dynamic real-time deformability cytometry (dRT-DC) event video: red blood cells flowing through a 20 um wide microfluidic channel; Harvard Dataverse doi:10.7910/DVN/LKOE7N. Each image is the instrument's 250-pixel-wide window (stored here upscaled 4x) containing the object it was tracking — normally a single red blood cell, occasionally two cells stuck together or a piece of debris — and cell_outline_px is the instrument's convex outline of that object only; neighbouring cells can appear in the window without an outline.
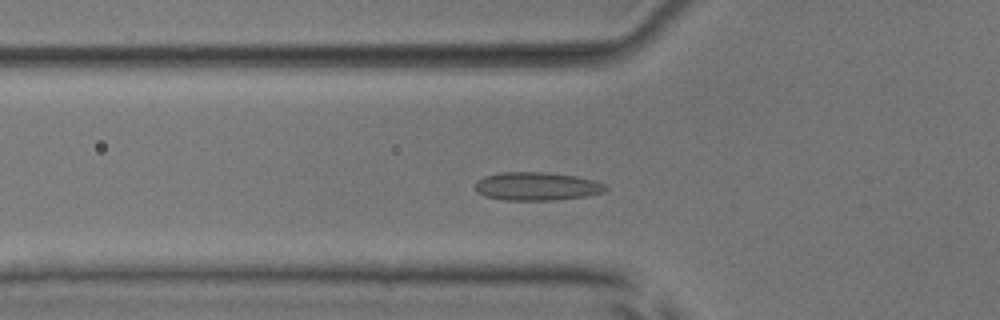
{"species": "common noctule bat (a hibernating species)", "species_latin": "Nyctalus noctula", "temperature_condition": "room temperature", "stored_images_in_passage": 35, "camera_frame_rate_fps": 3000, "um_per_image_px": 0.085, "animal": {"sex": "male", "body_mass_g": 17.9, "forearm_length_mm": 54.2}, "frame": {"image": 1, "passage_image": 2, "time_ms": 0.333, "image_size_px": [1000, 320], "cell_outline_px": [[608, 188], [604, 192], [584, 196], [556, 200], [504, 200], [484, 196], [476, 192], [476, 180], [484, 176], [504, 172], [548, 172], [576, 176], [596, 180], [604, 184]], "centroid_in_image_um": [45.62, 15.83], "position_along_channel_um": 80.2, "area_um2": 21.62}}
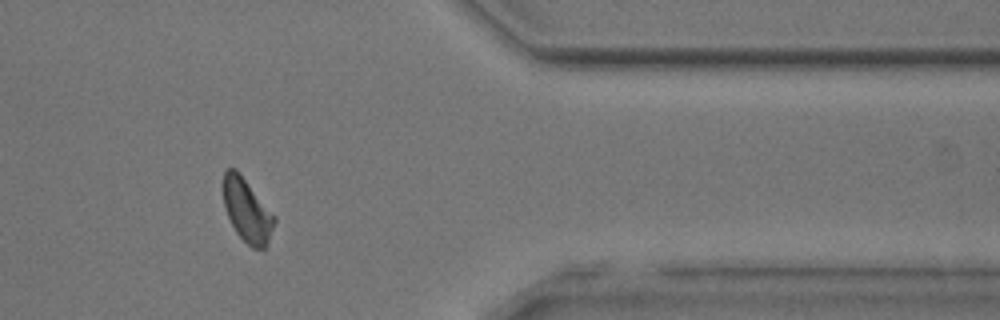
{"frame": {"image": 2, "passage_image": 27, "time_ms": 8.667, "image_size_px": [1000, 320], "cell_outline_px": [[276, 220], [268, 244], [264, 248], [252, 248], [236, 232], [224, 208], [224, 168], [236, 168], [276, 216]], "centroid_in_image_um": [21.02, 17.87], "position_along_channel_um": 390.4, "area_um2": 18.79}}
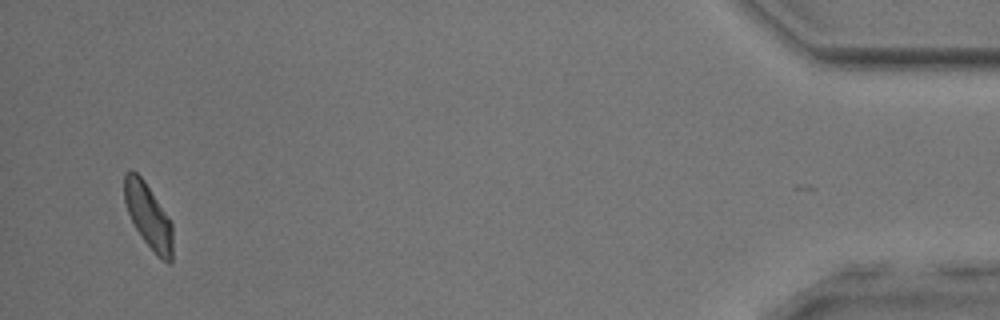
{"frame": {"image": 3, "passage_image": 34, "time_ms": 11.0, "image_size_px": [1000, 320], "cell_outline_px": [[172, 260], [168, 264], [144, 240], [136, 228], [128, 212], [124, 200], [124, 172], [132, 168], [144, 180], [168, 216], [172, 224]], "centroid_in_image_um": [12.59, 18.28], "position_along_channel_um": 422.6, "area_um2": 17.86}, "authors_computed_cell_mechanics": {"area_um2": 19.1318, "velocity_mm_per_s": 3.9453, "shape_relaxation_time_tau1_ms": 7.632, "shape_relaxation_time_tau2_ms": 2.3345, "deformation_change_tau1": 0.1182, "deformation_change_tau2": 0.0605}}